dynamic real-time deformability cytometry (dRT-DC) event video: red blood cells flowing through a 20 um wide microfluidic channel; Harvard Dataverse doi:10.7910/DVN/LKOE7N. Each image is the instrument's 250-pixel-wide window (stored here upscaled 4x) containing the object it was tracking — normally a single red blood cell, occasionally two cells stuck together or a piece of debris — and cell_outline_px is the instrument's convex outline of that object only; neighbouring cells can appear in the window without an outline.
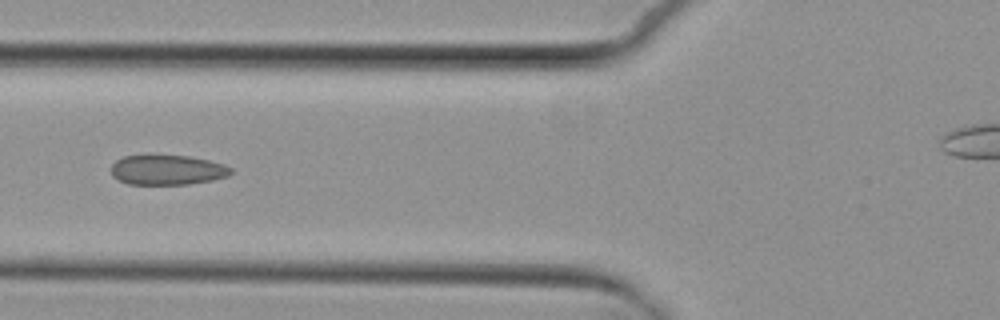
{"species": "common noctule bat (a hibernating species)", "species_latin": "Nyctalus noctula", "temperature_condition": "cold", "stored_images_in_passage": 4, "camera_frame_rate_fps": 3000, "um_per_image_px": 0.085, "animal": {"sex": "female", "body_mass_g": 29.2, "forearm_length_mm": 56.3}, "frame": {"image": 1, "passage_image": 4, "time_ms": 5.0, "image_size_px": [1000, 320], "cell_outline_px": [[232, 172], [228, 176], [212, 180], [188, 184], [128, 184], [112, 176], [112, 164], [116, 160], [124, 156], [188, 156], [208, 160], [224, 164], [232, 168]], "centroid_in_image_um": [14.24, 14.45], "position_along_channel_um": 111.6, "area_um2": 20.63}}